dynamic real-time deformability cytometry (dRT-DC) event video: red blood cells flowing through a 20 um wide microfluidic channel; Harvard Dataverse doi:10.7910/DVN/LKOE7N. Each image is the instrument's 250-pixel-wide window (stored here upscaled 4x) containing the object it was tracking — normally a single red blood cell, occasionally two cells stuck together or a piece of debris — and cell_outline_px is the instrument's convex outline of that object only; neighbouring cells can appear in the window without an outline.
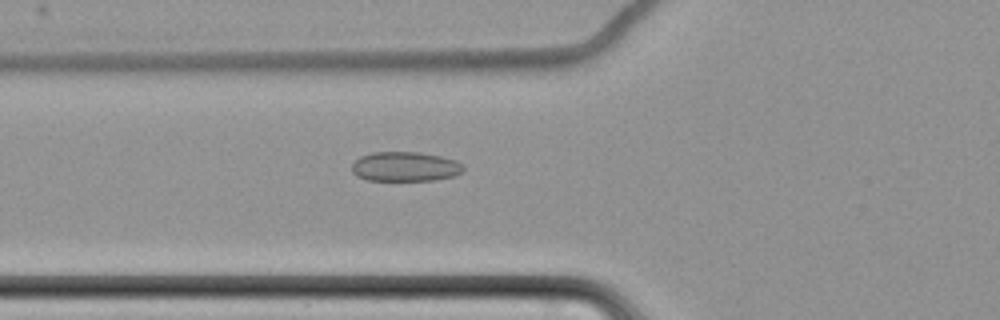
{"species": "common noctule bat (a hibernating species)", "species_latin": "Nyctalus noctula", "temperature_condition": "cold", "stored_images_in_passage": 7, "camera_frame_rate_fps": 3000, "um_per_image_px": 0.085, "animal": {"sex": "female", "body_mass_g": 22.7, "forearm_length_mm": 54.2}, "frame": {"image": 1, "passage_image": 7, "time_ms": 8.0, "image_size_px": [1000, 320], "cell_outline_px": [[464, 172], [456, 176], [436, 180], [368, 180], [356, 176], [352, 172], [352, 164], [360, 156], [372, 152], [420, 152], [440, 156], [456, 160], [464, 164]], "centroid_in_image_um": [34.48, 14.16], "position_along_channel_um": 91.3, "area_um2": 19.48}}